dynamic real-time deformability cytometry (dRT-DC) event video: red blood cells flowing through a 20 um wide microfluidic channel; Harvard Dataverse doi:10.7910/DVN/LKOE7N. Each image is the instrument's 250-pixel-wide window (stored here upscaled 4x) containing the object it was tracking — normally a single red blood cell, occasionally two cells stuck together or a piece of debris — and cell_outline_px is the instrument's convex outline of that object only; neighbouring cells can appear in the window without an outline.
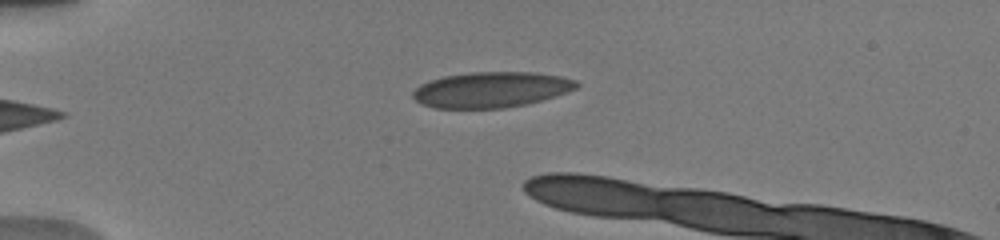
{"species": "human", "species_latin": "Homo sapiens", "temperature_condition": "warm", "stored_images_in_passage": 7, "camera_frame_rate_fps": 3000, "um_per_image_px": 0.085, "donor": {"sex": "male"}, "frame": {"image": 1, "passage_image": 5, "time_ms": 3.667, "image_size_px": [1000, 240], "cell_outline_px": [[580, 84], [576, 88], [556, 96], [528, 104], [504, 108], [436, 108], [420, 104], [412, 96], [412, 92], [420, 84], [428, 80], [444, 76], [472, 72], [532, 72], [560, 76], [576, 80]], "centroid_in_image_um": [41.74, 7.62], "position_along_channel_um": 43.3, "area_um2": 34.1}}